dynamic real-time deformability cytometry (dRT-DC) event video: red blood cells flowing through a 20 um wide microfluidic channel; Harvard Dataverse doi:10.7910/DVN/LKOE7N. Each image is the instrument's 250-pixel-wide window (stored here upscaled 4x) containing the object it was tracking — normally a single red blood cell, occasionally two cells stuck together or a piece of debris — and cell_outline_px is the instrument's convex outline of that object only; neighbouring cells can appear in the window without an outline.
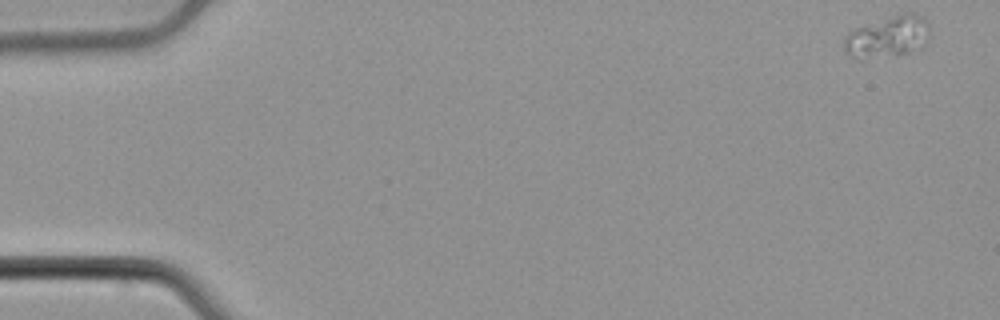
{"species": "common noctule bat (a hibernating species)", "species_latin": "Nyctalus noctula", "temperature_condition": "cold", "stored_images_in_passage": 53, "camera_frame_rate_fps": 3000, "um_per_image_px": 0.085, "animal": {"sex": "male", "body_mass_g": 21.5, "forearm_length_mm": 52.0}, "frame": {"image": 1, "passage_image": 1, "time_ms": 0.0, "image_size_px": [1000, 320], "cell_outline_px": [[928, 36], [924, 44], [920, 48], [904, 52], [864, 60], [860, 60], [852, 56], [844, 48], [844, 36], [848, 32], [856, 28], [900, 12], [916, 12], [928, 24]], "centroid_in_image_um": [75.43, 3.1], "position_along_channel_um": 9.6, "area_um2": 20.52}}
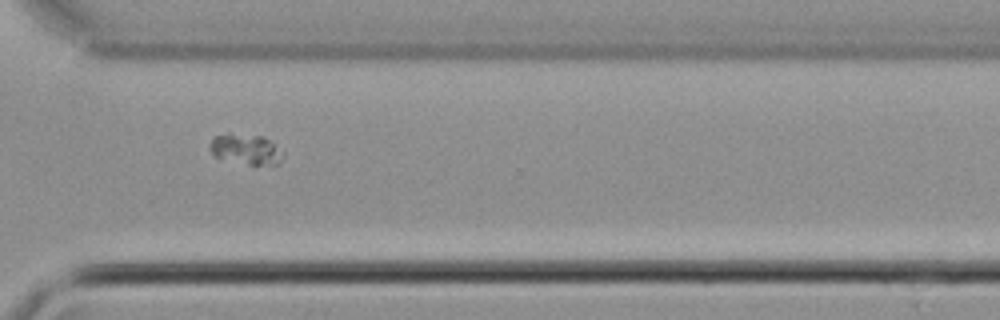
{"frame": {"image": 2, "passage_image": 39, "time_ms": 12.667, "image_size_px": [1000, 320], "cell_outline_px": [[284, 156], [276, 164], [248, 164], [216, 156], [208, 148], [208, 144], [212, 136], [228, 132], [260, 136], [268, 140], [284, 152]], "centroid_in_image_um": [20.85, 12.64], "position_along_channel_um": 349.8, "area_um2": 12.83}}
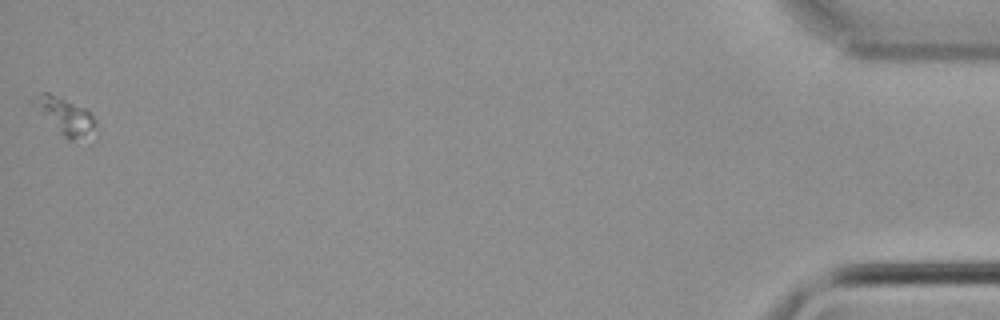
{"frame": {"image": 3, "passage_image": 53, "time_ms": 17.333, "image_size_px": [1000, 320], "cell_outline_px": [[96, 140], [72, 140], [64, 136], [40, 112], [40, 92], [48, 92], [60, 96], [84, 108], [96, 120]], "centroid_in_image_um": [5.79, 9.98], "position_along_channel_um": 429.4, "area_um2": 12.72}}